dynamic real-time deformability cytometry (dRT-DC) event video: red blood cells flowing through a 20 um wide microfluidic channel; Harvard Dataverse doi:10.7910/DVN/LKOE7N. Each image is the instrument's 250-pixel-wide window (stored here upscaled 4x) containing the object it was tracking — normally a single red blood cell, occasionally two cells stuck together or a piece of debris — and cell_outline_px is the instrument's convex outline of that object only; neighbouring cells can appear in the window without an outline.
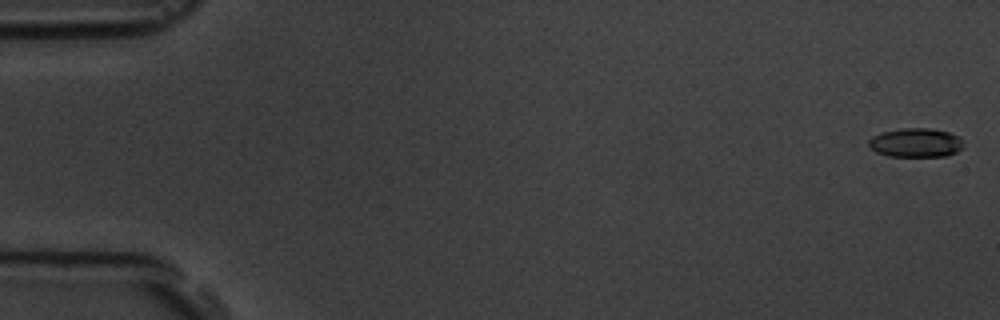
{"species": "common noctule bat (a hibernating species)", "species_latin": "Nyctalus noctula", "temperature_condition": "room temperature", "stored_images_in_passage": 8, "camera_frame_rate_fps": 3000, "um_per_image_px": 0.085, "animal": {"sex": "male", "body_mass_g": 19.5, "forearm_length_mm": 54.6}, "frame": {"image": 1, "passage_image": 1, "time_ms": 0.0, "image_size_px": [1000, 320], "cell_outline_px": [[964, 148], [948, 156], [888, 156], [876, 152], [868, 144], [868, 140], [872, 136], [884, 132], [900, 128], [928, 128], [948, 132], [960, 136], [964, 144]], "centroid_in_image_um": [77.88, 12.13], "position_along_channel_um": 7.1, "area_um2": 16.13}}
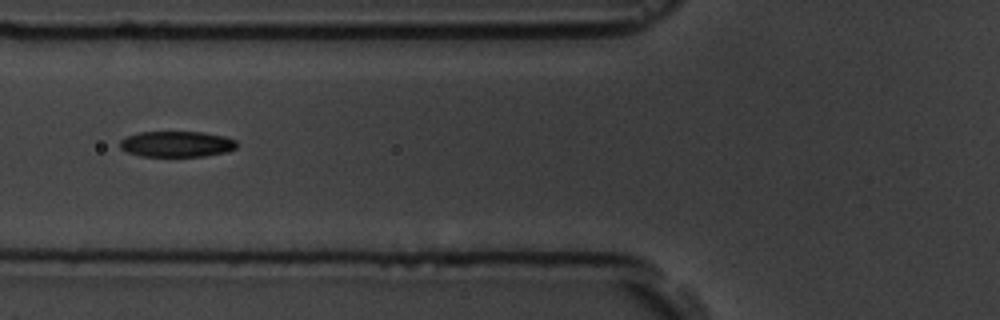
{"frame": {"image": 2, "passage_image": 7, "time_ms": 7.0, "image_size_px": [1000, 320], "cell_outline_px": [[236, 148], [228, 152], [204, 156], [140, 156], [128, 152], [120, 148], [120, 140], [128, 136], [140, 132], [204, 132], [224, 136], [236, 140]], "centroid_in_image_um": [15.04, 12.24], "position_along_channel_um": 110.8, "area_um2": 17.57}}
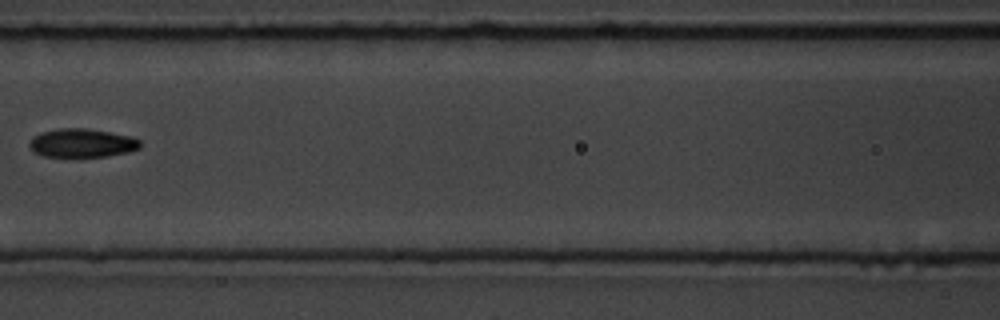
{"frame": {"image": 3, "passage_image": 8, "time_ms": 8.333, "image_size_px": [1000, 320], "cell_outline_px": [[140, 148], [128, 152], [108, 156], [44, 156], [36, 152], [28, 144], [32, 136], [40, 132], [60, 128], [88, 128], [132, 136], [140, 140]], "centroid_in_image_um": [6.98, 12.14], "position_along_channel_um": 159.6, "area_um2": 18.44}}